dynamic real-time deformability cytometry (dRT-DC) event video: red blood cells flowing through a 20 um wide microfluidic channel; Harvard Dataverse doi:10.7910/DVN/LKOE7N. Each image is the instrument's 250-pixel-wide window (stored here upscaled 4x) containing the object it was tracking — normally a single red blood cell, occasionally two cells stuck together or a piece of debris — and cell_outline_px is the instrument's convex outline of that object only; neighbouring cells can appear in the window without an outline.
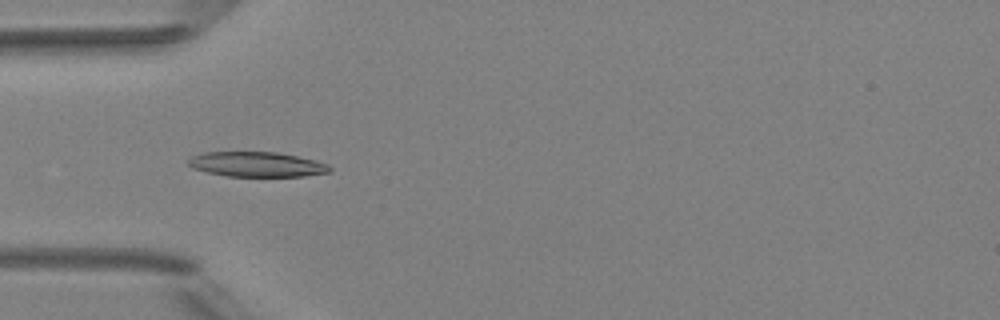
{"species": "Egyptian fruit bat (a non-hibernating species)", "species_latin": "Rousettus aegyptiacus", "temperature_condition": "room temperature", "stored_images_in_passage": 5, "camera_frame_rate_fps": 3000, "um_per_image_px": 0.085, "animal": {"sex": "female"}, "frame": {"image": 1, "passage_image": 3, "time_ms": 2.333, "image_size_px": [1000, 320], "cell_outline_px": [[332, 172], [304, 176], [228, 176], [208, 172], [192, 168], [188, 164], [188, 160], [192, 156], [204, 152], [276, 152], [316, 160], [328, 164], [332, 168]], "centroid_in_image_um": [21.86, 13.97], "position_along_channel_um": 63.1, "area_um2": 20.52}}
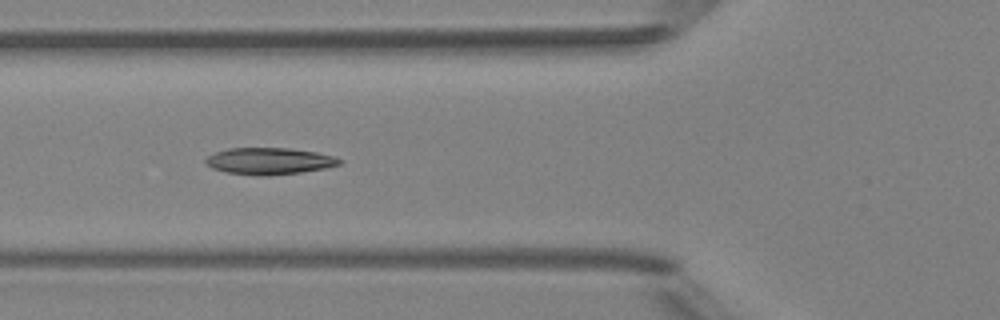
{"frame": {"image": 2, "passage_image": 4, "time_ms": 3.333, "image_size_px": [1000, 320], "cell_outline_px": [[340, 164], [324, 168], [300, 172], [268, 176], [260, 176], [228, 172], [212, 168], [204, 160], [208, 156], [216, 152], [228, 148], [292, 148], [316, 152], [332, 156], [340, 160]], "centroid_in_image_um": [22.87, 13.68], "position_along_channel_um": 102.9, "area_um2": 20.58}}
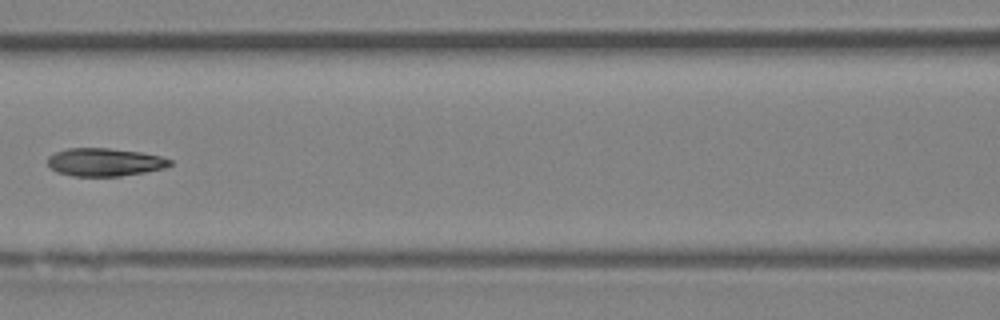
{"frame": {"image": 3, "passage_image": 5, "time_ms": 4.667, "image_size_px": [1000, 320], "cell_outline_px": [[172, 164], [164, 168], [144, 172], [120, 176], [72, 176], [56, 172], [48, 164], [48, 156], [56, 152], [68, 148], [108, 148], [140, 152], [160, 156], [172, 160]], "centroid_in_image_um": [8.89, 13.78], "position_along_channel_um": 157.7, "area_um2": 19.88}}